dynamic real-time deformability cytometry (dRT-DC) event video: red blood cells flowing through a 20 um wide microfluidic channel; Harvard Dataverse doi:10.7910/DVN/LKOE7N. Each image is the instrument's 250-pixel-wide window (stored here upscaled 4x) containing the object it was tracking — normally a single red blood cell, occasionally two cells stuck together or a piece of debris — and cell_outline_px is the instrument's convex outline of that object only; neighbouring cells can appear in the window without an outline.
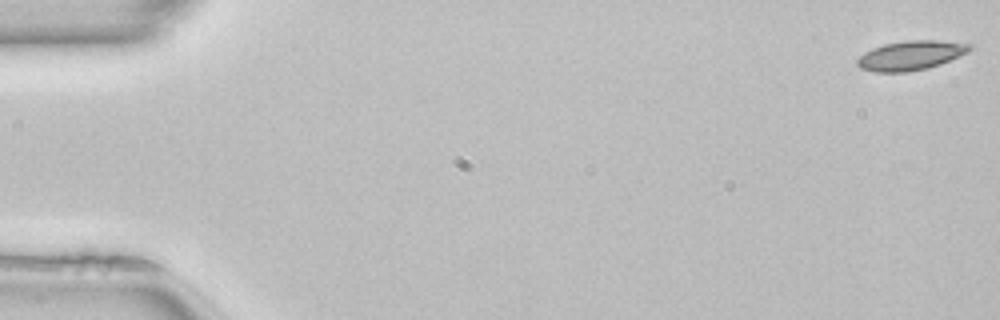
{"species": "common noctule bat (a hibernating species)", "species_latin": "Nyctalus noctula", "temperature_condition": "room temperature", "stored_images_in_passage": 51, "camera_frame_rate_fps": 3000, "um_per_image_px": 0.085, "animal": {"sex": "female", "body_mass_g": 22.7, "forearm_length_mm": 54.2}, "frame": {"image": 1, "passage_image": 1, "time_ms": 0.0, "image_size_px": [1000, 320], "cell_outline_px": [[972, 48], [968, 52], [940, 64], [928, 68], [908, 72], [872, 72], [860, 68], [856, 64], [856, 60], [864, 52], [872, 48], [884, 44], [904, 40], [940, 40], [972, 44]], "centroid_in_image_um": [77.39, 4.71], "position_along_channel_um": 7.6, "area_um2": 19.42}}
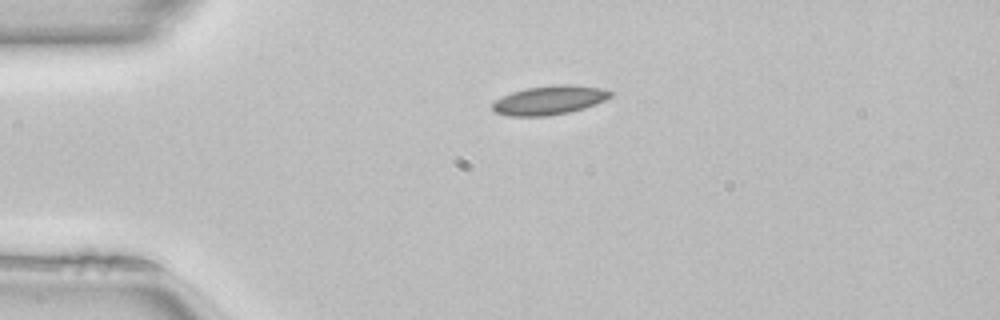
{"frame": {"image": 2, "passage_image": 12, "time_ms": 3.667, "image_size_px": [1000, 320], "cell_outline_px": [[612, 96], [604, 100], [584, 108], [568, 112], [548, 116], [508, 116], [496, 112], [492, 108], [492, 104], [496, 100], [512, 92], [528, 88], [556, 84], [572, 84], [600, 88], [612, 92]], "centroid_in_image_um": [46.7, 8.51], "position_along_channel_um": 38.3, "area_um2": 19.71}}
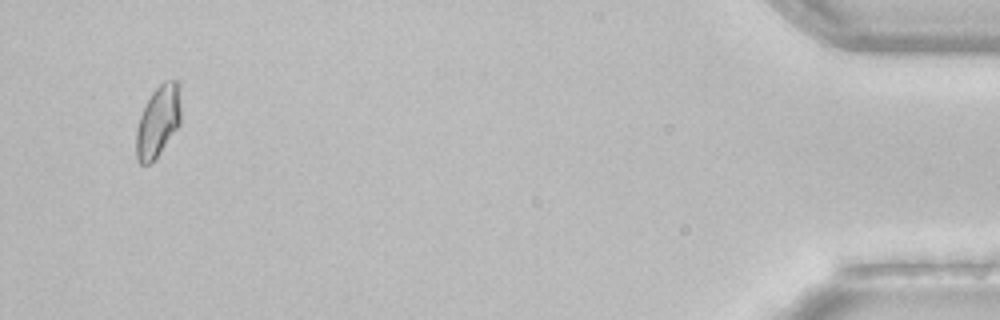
{"frame": {"image": 3, "passage_image": 49, "time_ms": 16.0, "image_size_px": [1000, 320], "cell_outline_px": [[180, 124], [160, 152], [148, 164], [140, 164], [136, 160], [136, 128], [140, 116], [152, 92], [164, 80], [176, 80], [180, 84]], "centroid_in_image_um": [13.44, 10.28], "position_along_channel_um": 421.8, "area_um2": 18.5}, "authors_computed_cell_mechanics": {"area_um2": 18.3226, "velocity_mm_per_s": 4.0404, "shape_relaxation_time_tau1_ms": 5.5015, "shape_relaxation_time_tau2_ms": 10.3982, "deformation_change_tau1": 0.0944, "deformation_change_tau2": 0.0946}}